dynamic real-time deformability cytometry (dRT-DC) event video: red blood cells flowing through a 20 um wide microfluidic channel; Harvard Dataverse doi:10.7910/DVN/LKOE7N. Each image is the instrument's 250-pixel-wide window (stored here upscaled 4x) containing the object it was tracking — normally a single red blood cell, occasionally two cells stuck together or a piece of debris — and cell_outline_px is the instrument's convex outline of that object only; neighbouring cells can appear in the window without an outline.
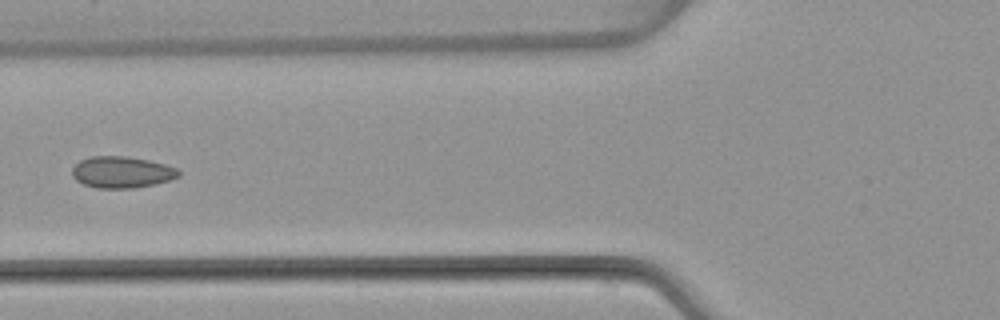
{"species": "common noctule bat (a hibernating species)", "species_latin": "Nyctalus noctula", "temperature_condition": "warm", "stored_images_in_passage": 5, "camera_frame_rate_fps": 3000, "um_per_image_px": 0.085, "animal": {"sex": "female", "body_mass_g": 22.7, "forearm_length_mm": 54.2}, "frame": {"image": 1, "passage_image": 5, "time_ms": 5.0, "image_size_px": [1000, 320], "cell_outline_px": [[180, 176], [172, 180], [156, 184], [132, 188], [96, 188], [84, 184], [76, 180], [72, 176], [72, 168], [80, 160], [92, 156], [128, 156], [148, 160], [164, 164], [176, 168], [180, 172]], "centroid_in_image_um": [10.36, 14.64], "position_along_channel_um": 115.4, "area_um2": 19.65}}